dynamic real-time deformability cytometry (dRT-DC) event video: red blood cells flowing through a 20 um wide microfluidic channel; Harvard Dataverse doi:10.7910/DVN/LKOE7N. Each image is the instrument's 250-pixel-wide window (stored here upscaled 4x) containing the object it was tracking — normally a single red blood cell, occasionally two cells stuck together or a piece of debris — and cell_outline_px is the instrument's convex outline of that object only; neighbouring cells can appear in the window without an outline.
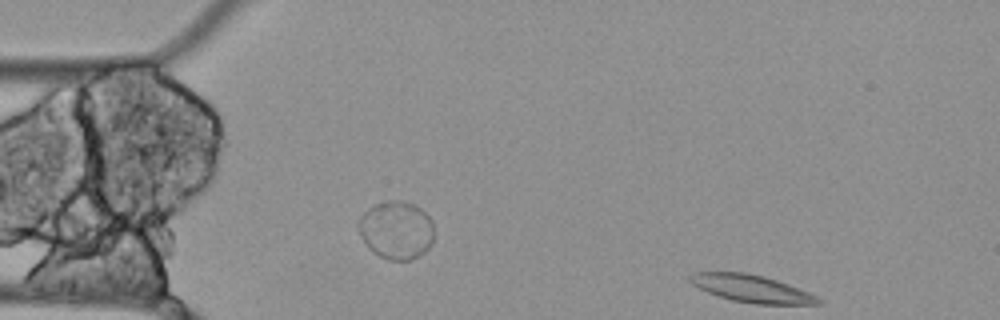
{"species": "Egyptian fruit bat (a non-hibernating species)", "species_latin": "Rousettus aegyptiacus", "temperature_condition": "cold", "stored_images_in_passage": 2, "segment_of_instrument_passage": [2, 2], "camera_frame_rate_fps": 3000, "um_per_image_px": 0.085, "animal": {"sex": "female"}, "frame": {"image": 1, "passage_image": 2, "time_ms": 0.333, "image_size_px": [1000, 320], "cell_outline_px": [[824, 304], [752, 304], [732, 300], [708, 292], [692, 284], [688, 280], [688, 276], [692, 272], [744, 272], [764, 276], [788, 284], [808, 292], [824, 300]], "centroid_in_image_um": [63.89, 24.53], "position_along_channel_um": 21.1, "area_um2": 20.46}}